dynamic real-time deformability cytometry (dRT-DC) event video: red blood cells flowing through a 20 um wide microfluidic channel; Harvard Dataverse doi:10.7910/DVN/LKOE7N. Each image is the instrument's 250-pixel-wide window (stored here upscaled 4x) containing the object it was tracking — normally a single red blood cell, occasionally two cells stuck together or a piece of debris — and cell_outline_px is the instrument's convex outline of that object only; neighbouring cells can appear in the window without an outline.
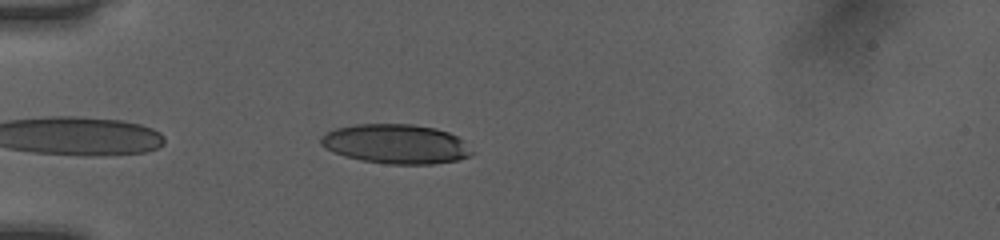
{"species": "human", "species_latin": "Homo sapiens", "temperature_condition": "room temperature", "stored_images_in_passage": 35, "camera_frame_rate_fps": 3000, "um_per_image_px": 0.085, "donor": {"sex": "female"}, "frame": {"image": 1, "passage_image": 2, "time_ms": 0.333, "image_size_px": [1000, 240], "cell_outline_px": [[476, 152], [468, 156], [456, 160], [432, 164], [392, 164], [364, 160], [344, 156], [332, 152], [324, 148], [320, 144], [320, 136], [336, 128], [356, 124], [412, 124], [436, 128], [448, 132], [464, 140]], "centroid_in_image_um": [33.66, 12.23], "position_along_channel_um": 51.3, "area_um2": 34.8}}
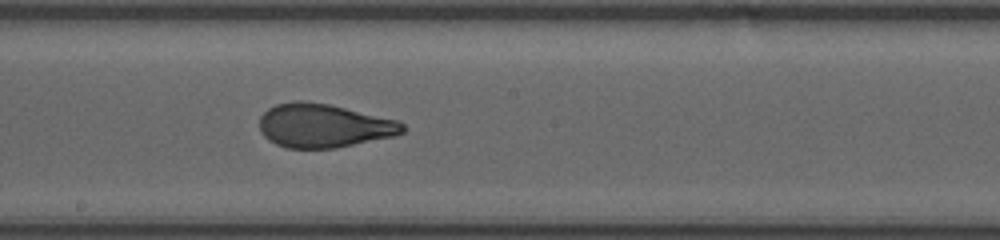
{"frame": {"image": 2, "passage_image": 16, "time_ms": 5.0, "image_size_px": [1000, 240], "cell_outline_px": [[404, 132], [396, 136], [336, 148], [284, 148], [268, 140], [260, 132], [260, 116], [268, 108], [276, 104], [296, 100], [300, 100], [328, 104], [400, 120], [404, 124]], "centroid_in_image_um": [27.52, 10.68], "position_along_channel_um": 220.7, "area_um2": 36.76}}
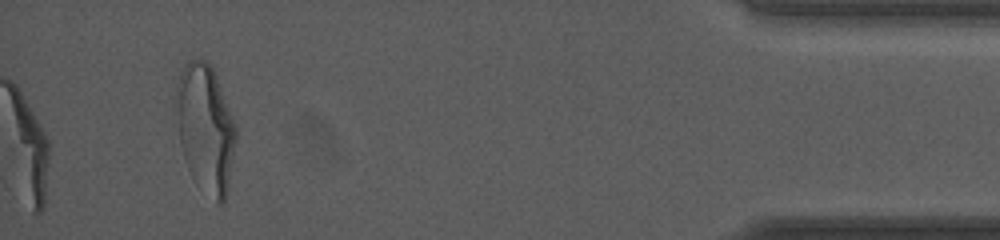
{"frame": {"image": 3, "passage_image": 35, "time_ms": 11.333, "image_size_px": [1000, 240], "cell_outline_px": [[236, 140], [228, 188], [224, 204], [216, 204], [188, 168], [180, 144], [176, 84], [180, 72], [184, 64], [192, 60], [208, 60], [212, 64], [236, 124]], "centroid_in_image_um": [17.5, 10.86], "position_along_channel_um": 417.7, "area_um2": 44.04}, "authors_computed_cell_mechanics": {"area_um2": 36.9342, "velocity_mm_per_s": 4.0656, "shape_relaxation_time_tau1_ms": 7.4261, "shape_relaxation_time_tau2_ms": 0.7856, "deformation_change_tau1": 0.261, "deformation_change_tau2": 0.0806}}